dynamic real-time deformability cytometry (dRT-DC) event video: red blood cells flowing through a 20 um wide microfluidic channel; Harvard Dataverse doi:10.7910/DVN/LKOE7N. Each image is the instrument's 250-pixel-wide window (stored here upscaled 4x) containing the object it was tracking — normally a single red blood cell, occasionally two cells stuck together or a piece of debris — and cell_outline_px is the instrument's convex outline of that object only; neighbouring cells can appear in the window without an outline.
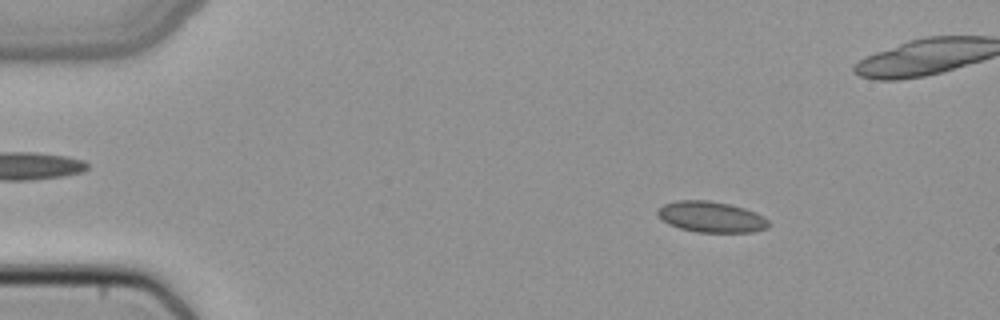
{"species": "common noctule bat (a hibernating species)", "species_latin": "Nyctalus noctula", "temperature_condition": "cold", "stored_images_in_passage": 51, "camera_frame_rate_fps": 3000, "um_per_image_px": 0.085, "animal": {"sex": "female", "body_mass_g": 22.7, "forearm_length_mm": 54.2}, "frame": {"image": 1, "passage_image": 8, "time_ms": 2.333, "image_size_px": [1000, 320], "cell_outline_px": [[768, 228], [752, 232], [696, 232], [680, 228], [668, 224], [656, 212], [656, 208], [664, 204], [676, 200], [708, 200], [728, 204], [744, 208], [756, 212], [764, 216], [768, 220]], "centroid_in_image_um": [60.44, 18.43], "position_along_channel_um": 24.6, "area_um2": 20.0}}
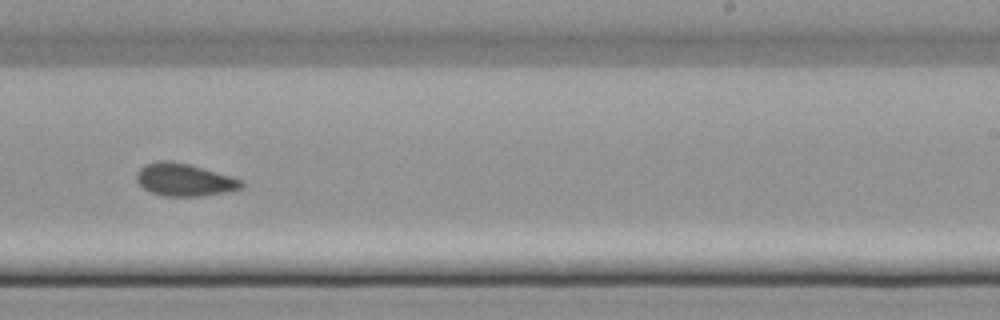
{"frame": {"image": 2, "passage_image": 32, "time_ms": 10.333, "image_size_px": [1000, 320], "cell_outline_px": [[244, 184], [240, 188], [224, 192], [200, 196], [164, 196], [152, 192], [144, 188], [136, 180], [136, 172], [144, 164], [160, 160], [168, 160], [188, 164], [228, 176], [240, 180]], "centroid_in_image_um": [15.59, 15.27], "position_along_channel_um": 273.4, "area_um2": 19.48}}
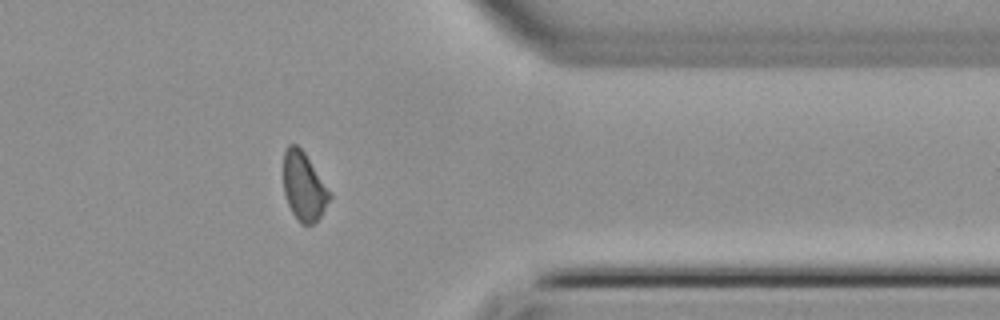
{"frame": {"image": 3, "passage_image": 41, "time_ms": 13.333, "image_size_px": [1000, 320], "cell_outline_px": [[332, 196], [320, 216], [312, 224], [300, 224], [292, 212], [284, 196], [284, 148], [288, 144], [296, 144], [304, 152]], "centroid_in_image_um": [25.79, 15.85], "position_along_channel_um": 385.6, "area_um2": 18.09}}